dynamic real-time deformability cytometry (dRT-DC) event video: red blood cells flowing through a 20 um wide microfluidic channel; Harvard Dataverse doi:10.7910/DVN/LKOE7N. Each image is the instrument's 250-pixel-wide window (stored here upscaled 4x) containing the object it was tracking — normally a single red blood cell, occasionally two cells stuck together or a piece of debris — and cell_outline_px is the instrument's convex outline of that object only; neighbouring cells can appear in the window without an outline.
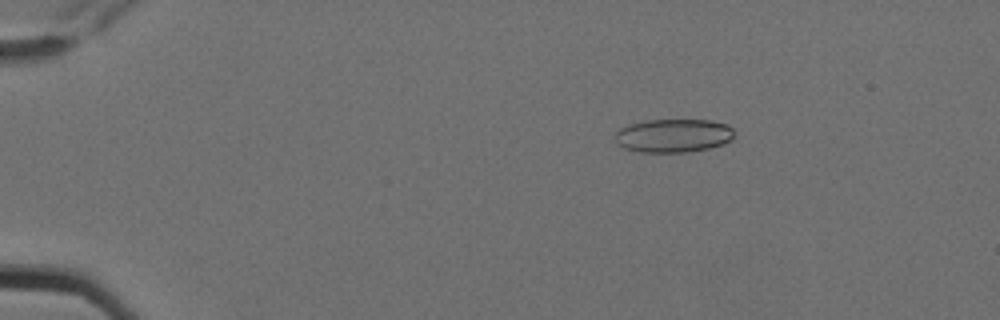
{"species": "Egyptian fruit bat (a non-hibernating species)", "species_latin": "Rousettus aegyptiacus", "temperature_condition": "cold", "stored_images_in_passage": 4, "camera_frame_rate_fps": 3000, "um_per_image_px": 0.085, "animal": {"sex": "female"}, "frame": {"image": 1, "passage_image": 2, "time_ms": 0.333, "image_size_px": [1000, 320], "cell_outline_px": [[732, 140], [724, 144], [708, 148], [688, 152], [640, 152], [624, 148], [616, 140], [616, 132], [620, 128], [628, 124], [648, 120], [712, 120], [728, 124], [732, 128]], "centroid_in_image_um": [57.26, 11.52], "position_along_channel_um": 27.7, "area_um2": 23.24}}